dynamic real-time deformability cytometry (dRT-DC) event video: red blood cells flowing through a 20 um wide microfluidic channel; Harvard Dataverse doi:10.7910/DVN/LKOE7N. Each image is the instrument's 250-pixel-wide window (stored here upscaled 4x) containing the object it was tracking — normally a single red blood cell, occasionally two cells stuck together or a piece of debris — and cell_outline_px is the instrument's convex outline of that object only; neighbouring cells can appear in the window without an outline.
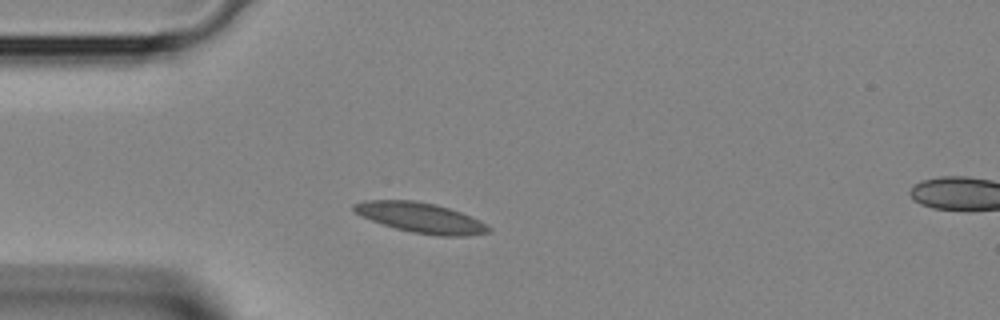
{"species": "Egyptian fruit bat (a non-hibernating species)", "species_latin": "Rousettus aegyptiacus", "temperature_condition": "room temperature", "stored_images_in_passage": 3, "segment_of_instrument_passage": [1, 2], "camera_frame_rate_fps": 3000, "um_per_image_px": 0.085, "animal": {"sex": "female"}, "frame": {"image": 1, "passage_image": 2, "time_ms": 0.333, "image_size_px": [1000, 320], "cell_outline_px": [[492, 232], [468, 236], [440, 236], [412, 232], [396, 228], [360, 216], [352, 208], [352, 204], [364, 200], [412, 200], [436, 204], [460, 212], [480, 220], [488, 224], [492, 228]], "centroid_in_image_um": [35.8, 18.51], "position_along_channel_um": 49.2, "area_um2": 23.7}}